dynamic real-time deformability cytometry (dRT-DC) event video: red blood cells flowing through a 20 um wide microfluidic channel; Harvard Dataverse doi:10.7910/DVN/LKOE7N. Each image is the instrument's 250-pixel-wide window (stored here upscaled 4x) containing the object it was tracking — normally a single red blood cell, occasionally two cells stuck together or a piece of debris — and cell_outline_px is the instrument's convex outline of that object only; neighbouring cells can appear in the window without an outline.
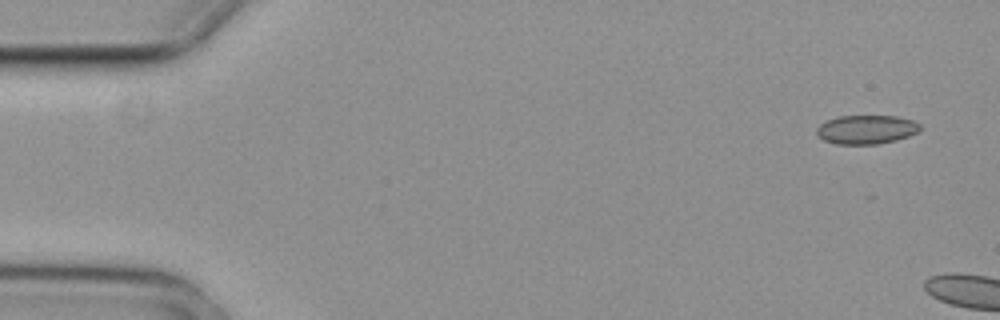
{"species": "common noctule bat (a hibernating species)", "species_latin": "Nyctalus noctula", "temperature_condition": "cold", "stored_images_in_passage": 3, "camera_frame_rate_fps": 3000, "um_per_image_px": 0.085, "animal": {"sex": "female", "body_mass_g": 29.2, "forearm_length_mm": 56.3}, "frame": {"image": 1, "passage_image": 1, "time_ms": 0.0, "image_size_px": [1000, 320], "cell_outline_px": [[920, 132], [896, 140], [880, 144], [836, 144], [824, 140], [816, 136], [816, 128], [820, 124], [828, 120], [840, 116], [896, 116], [912, 120], [920, 124]], "centroid_in_image_um": [73.64, 11.02], "position_along_channel_um": 11.4, "area_um2": 17.51}}